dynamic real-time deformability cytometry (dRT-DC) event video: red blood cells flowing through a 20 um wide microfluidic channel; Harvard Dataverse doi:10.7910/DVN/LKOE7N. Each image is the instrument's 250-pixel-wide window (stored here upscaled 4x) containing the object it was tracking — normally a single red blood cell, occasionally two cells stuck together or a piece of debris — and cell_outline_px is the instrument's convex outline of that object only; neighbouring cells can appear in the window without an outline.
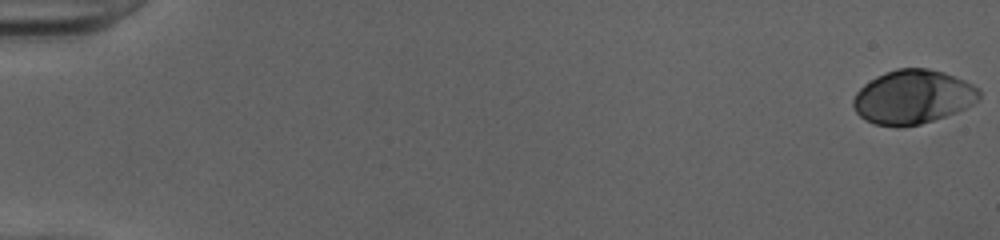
{"species": "human", "species_latin": "Homo sapiens", "temperature_condition": "cold", "stored_images_in_passage": 52, "camera_frame_rate_fps": 3000, "um_per_image_px": 0.085, "donor": {"sex": "female"}, "frame": {"image": 1, "passage_image": 1, "time_ms": 0.0, "image_size_px": [1000, 240], "cell_outline_px": [[980, 100], [956, 112], [920, 124], [900, 128], [896, 128], [876, 124], [864, 120], [856, 112], [852, 104], [852, 100], [856, 92], [864, 84], [876, 76], [884, 72], [896, 68], [928, 68], [944, 72], [964, 80], [980, 88]], "centroid_in_image_um": [77.57, 8.24], "position_along_channel_um": 7.4, "area_um2": 39.94}}
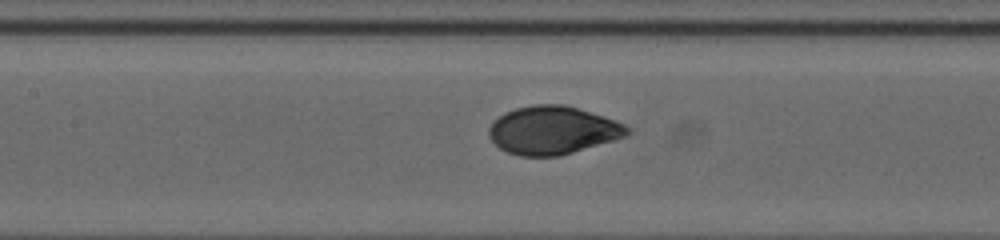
{"frame": {"image": 2, "passage_image": 26, "time_ms": 8.333, "image_size_px": [1000, 240], "cell_outline_px": [[632, 132], [624, 136], [612, 140], [572, 152], [556, 156], [520, 156], [508, 152], [500, 148], [488, 136], [488, 128], [492, 120], [504, 112], [516, 108], [536, 104], [564, 104], [604, 116], [616, 120], [632, 128]], "centroid_in_image_um": [46.95, 11.05], "position_along_channel_um": 160.4, "area_um2": 38.73}}
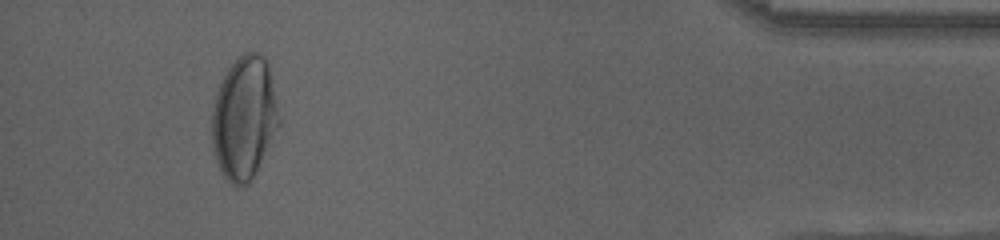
{"frame": {"image": 3, "passage_image": 49, "time_ms": 16.0, "image_size_px": [1000, 240], "cell_outline_px": [[280, 124], [248, 184], [240, 188], [236, 188], [224, 176], [216, 160], [212, 144], [212, 112], [216, 96], [220, 84], [228, 68], [244, 52], [260, 52], [268, 60], [280, 116]], "centroid_in_image_um": [20.77, 10.0], "position_along_channel_um": 414.4, "area_um2": 47.86}, "authors_computed_cell_mechanics": {"area_um2": 39.1595, "velocity_mm_per_s": 4.0263, "shape_relaxation_time_tau1_ms": 4.0964, "shape_relaxation_time_tau2_ms": null, "deformation_change_tau1": 0.178, "deformation_change_tau2": null}}